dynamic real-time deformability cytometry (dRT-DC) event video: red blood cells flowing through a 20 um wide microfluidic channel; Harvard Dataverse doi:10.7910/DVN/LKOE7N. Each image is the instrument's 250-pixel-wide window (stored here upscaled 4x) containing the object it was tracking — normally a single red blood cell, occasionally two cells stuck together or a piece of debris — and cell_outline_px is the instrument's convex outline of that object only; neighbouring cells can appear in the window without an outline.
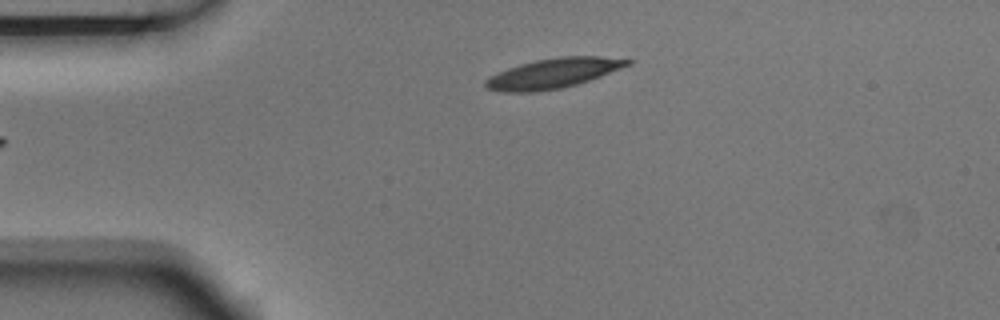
{"species": "Egyptian fruit bat (a non-hibernating species)", "species_latin": "Rousettus aegyptiacus", "temperature_condition": "room temperature", "stored_images_in_passage": 1, "camera_frame_rate_fps": 3000, "um_per_image_px": 0.085, "animal": {"sex": "male"}, "frame": {"image": 1, "passage_image": 1, "time_ms": 0.0, "image_size_px": [1000, 320], "cell_outline_px": [[632, 64], [600, 76], [576, 84], [560, 88], [536, 92], [500, 92], [488, 88], [484, 84], [484, 80], [488, 76], [508, 68], [520, 64], [536, 60], [560, 56], [600, 56], [632, 60]], "centroid_in_image_um": [46.99, 6.23], "position_along_channel_um": 38.0, "area_um2": 24.62}}